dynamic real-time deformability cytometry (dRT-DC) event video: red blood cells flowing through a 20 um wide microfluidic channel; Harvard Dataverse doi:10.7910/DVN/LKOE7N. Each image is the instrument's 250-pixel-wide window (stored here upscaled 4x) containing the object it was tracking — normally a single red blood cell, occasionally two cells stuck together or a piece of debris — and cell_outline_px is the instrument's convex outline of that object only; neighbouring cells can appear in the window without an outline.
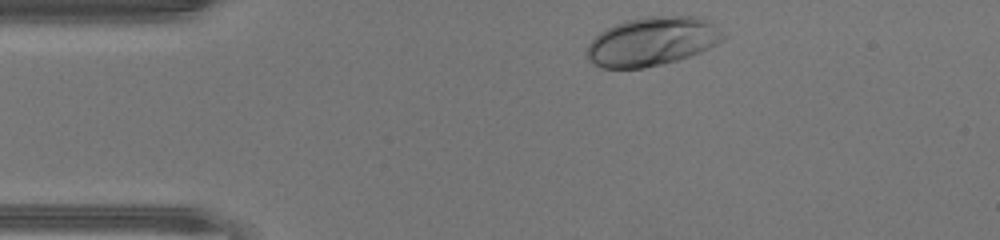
{"species": "human", "species_latin": "Homo sapiens", "temperature_condition": "warm", "stored_images_in_passage": 30, "camera_frame_rate_fps": 3000, "um_per_image_px": 0.085, "donor": {"sex": "male"}, "frame": {"image": 1, "passage_image": 1, "time_ms": 0.0, "image_size_px": [1000, 240], "cell_outline_px": [[728, 36], [724, 40], [700, 52], [676, 60], [644, 68], [600, 68], [588, 60], [588, 44], [600, 32], [616, 24], [628, 20], [644, 16], [700, 16], [720, 28]], "centroid_in_image_um": [55.47, 3.51], "position_along_channel_um": 29.5, "area_um2": 38.73}}
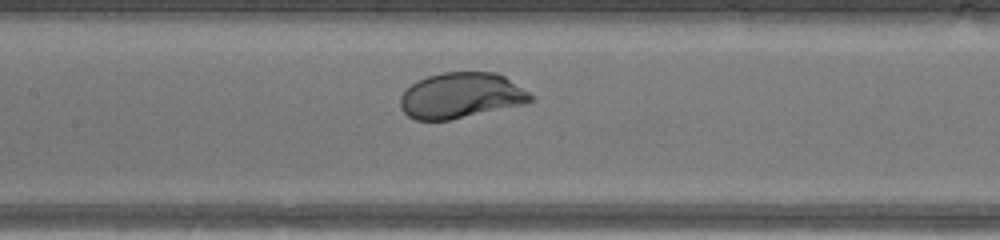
{"frame": {"image": 2, "passage_image": 14, "time_ms": 4.333, "image_size_px": [1000, 240], "cell_outline_px": [[536, 100], [524, 104], [448, 120], [416, 120], [408, 116], [400, 108], [400, 96], [416, 80], [428, 76], [444, 72], [496, 72], [504, 76], [536, 96]], "centroid_in_image_um": [39.21, 8.11], "position_along_channel_um": 168.2, "area_um2": 34.68}}
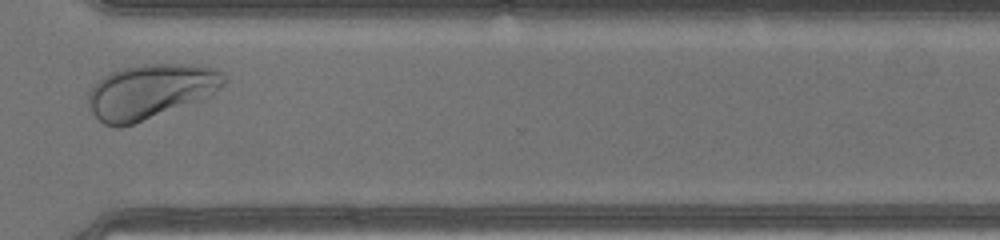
{"frame": {"image": 3, "passage_image": 27, "time_ms": 8.667, "image_size_px": [1000, 240], "cell_outline_px": [[228, 80], [212, 96], [132, 124], [120, 128], [116, 128], [104, 124], [88, 108], [88, 92], [96, 80], [120, 68], [140, 64], [184, 64], [212, 68], [220, 72]], "centroid_in_image_um": [12.76, 7.77], "position_along_channel_um": 357.8, "area_um2": 43.23}, "authors_computed_cell_mechanics": {"area_um2": 36.0383, "velocity_mm_per_s": 4.3836, "shape_relaxation_time_tau1_ms": 1.0537, "shape_relaxation_time_tau2_ms": null, "deformation_change_tau1": 0.1121, "deformation_change_tau2": null}}